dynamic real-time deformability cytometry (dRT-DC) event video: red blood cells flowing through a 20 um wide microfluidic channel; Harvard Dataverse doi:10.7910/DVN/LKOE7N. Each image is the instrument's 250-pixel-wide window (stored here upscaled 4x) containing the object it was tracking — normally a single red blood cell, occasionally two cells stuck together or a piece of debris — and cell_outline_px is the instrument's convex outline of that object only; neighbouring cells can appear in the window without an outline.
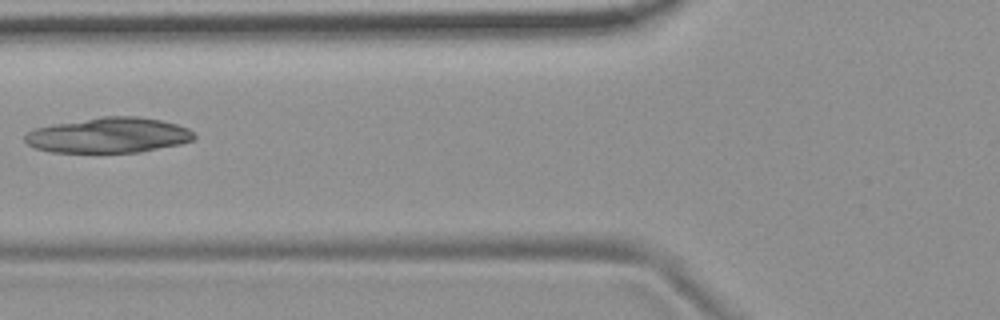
{"species": "common noctule bat (a hibernating species)", "species_latin": "Nyctalus noctula", "temperature_condition": "room temperature", "stored_images_in_passage": 7, "camera_frame_rate_fps": 3000, "um_per_image_px": 0.085, "animal": {"sex": "female", "body_mass_g": 19.9}, "frame": {"image": 1, "passage_image": 6, "time_ms": 6.0, "image_size_px": [1000, 320], "cell_outline_px": [[196, 136], [192, 140], [180, 144], [140, 152], [52, 152], [36, 148], [28, 144], [24, 140], [24, 136], [32, 128], [100, 116], [140, 116], [160, 120], [176, 124], [188, 128]], "centroid_in_image_um": [9.22, 11.49], "position_along_channel_um": 116.6, "area_um2": 34.8}}
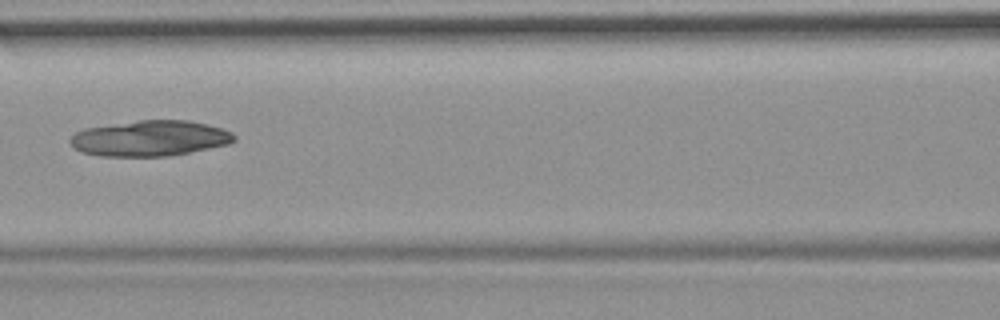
{"frame": {"image": 2, "passage_image": 7, "time_ms": 7.0, "image_size_px": [1000, 320], "cell_outline_px": [[236, 140], [228, 144], [168, 156], [100, 156], [84, 152], [72, 148], [68, 140], [76, 132], [84, 128], [140, 120], [188, 120], [208, 124], [232, 132], [236, 136]], "centroid_in_image_um": [12.73, 11.75], "position_along_channel_um": 153.9, "area_um2": 33.99}}